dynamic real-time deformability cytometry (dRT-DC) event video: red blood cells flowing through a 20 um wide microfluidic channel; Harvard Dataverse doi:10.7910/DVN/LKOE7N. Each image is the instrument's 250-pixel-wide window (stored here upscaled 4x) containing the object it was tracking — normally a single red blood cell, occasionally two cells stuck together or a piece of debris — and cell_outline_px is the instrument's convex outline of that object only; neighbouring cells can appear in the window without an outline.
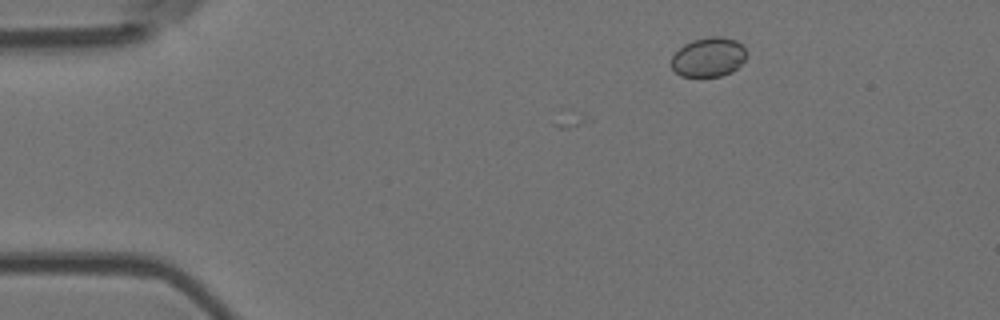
{"species": "Egyptian fruit bat (a non-hibernating species)", "species_latin": "Rousettus aegyptiacus", "temperature_condition": "room temperature", "stored_images_in_passage": 3, "camera_frame_rate_fps": 3000, "um_per_image_px": 0.085, "animal": {"sex": "female"}, "frame": {"image": 1, "passage_image": 3, "time_ms": 0.667, "image_size_px": [1000, 320], "cell_outline_px": [[748, 56], [732, 72], [720, 76], [680, 76], [668, 64], [672, 56], [684, 44], [692, 40], [712, 36], [720, 36], [736, 40], [744, 48]], "centroid_in_image_um": [60.2, 4.85], "position_along_channel_um": 24.8, "area_um2": 17.34}}